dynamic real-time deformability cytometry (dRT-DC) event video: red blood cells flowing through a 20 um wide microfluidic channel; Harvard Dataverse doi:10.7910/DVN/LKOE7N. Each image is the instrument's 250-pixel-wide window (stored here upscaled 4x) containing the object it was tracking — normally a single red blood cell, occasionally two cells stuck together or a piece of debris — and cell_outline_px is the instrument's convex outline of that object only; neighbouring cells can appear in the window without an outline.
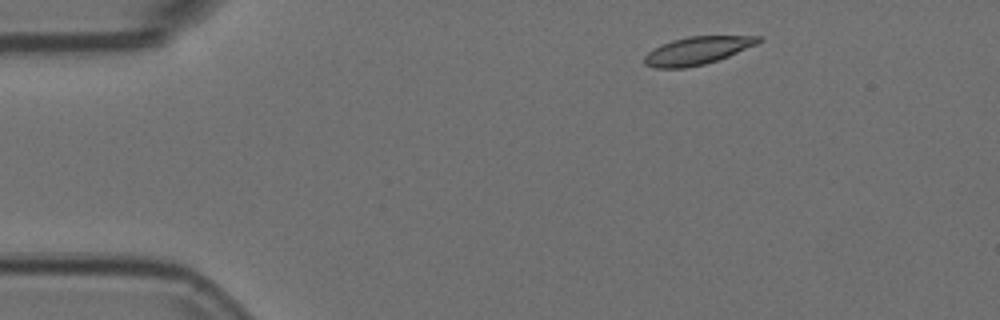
{"species": "Egyptian fruit bat (a non-hibernating species)", "species_latin": "Rousettus aegyptiacus", "temperature_condition": "room temperature", "stored_images_in_passage": 47, "camera_frame_rate_fps": 3000, "um_per_image_px": 0.085, "animal": {"sex": "female"}, "frame": {"image": 1, "passage_image": 1, "time_ms": 0.0, "image_size_px": [1000, 320], "cell_outline_px": [[764, 40], [756, 44], [728, 56], [704, 64], [684, 68], [652, 68], [644, 64], [644, 56], [648, 52], [672, 40], [688, 36], [764, 36]], "centroid_in_image_um": [59.27, 4.3], "position_along_channel_um": 25.7, "area_um2": 18.32}}
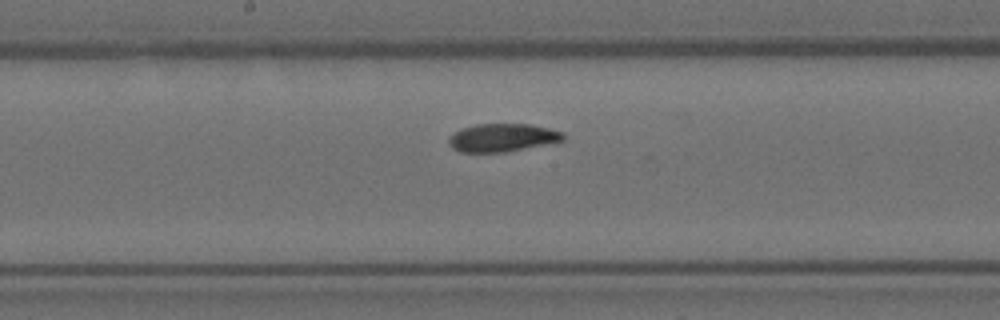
{"frame": {"image": 2, "passage_image": 21, "time_ms": 6.667, "image_size_px": [1000, 320], "cell_outline_px": [[564, 140], [504, 152], [460, 152], [452, 148], [448, 144], [448, 136], [460, 128], [476, 124], [528, 124], [548, 128], [564, 132]], "centroid_in_image_um": [42.63, 11.69], "position_along_channel_um": 205.6, "area_um2": 18.67}}
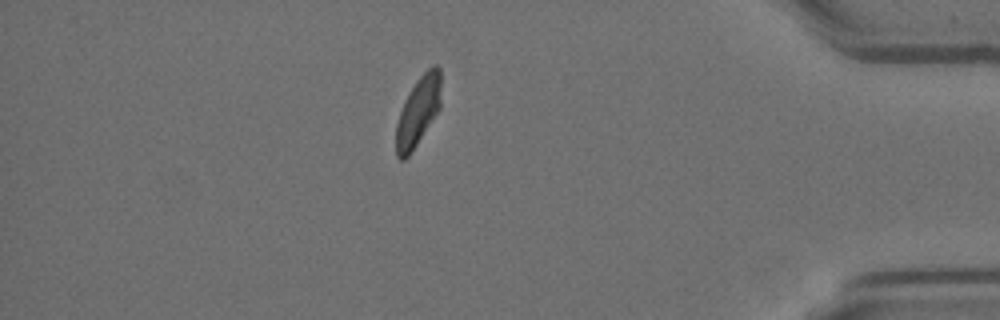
{"frame": {"image": 3, "passage_image": 40, "time_ms": 13.0, "image_size_px": [1000, 320], "cell_outline_px": [[440, 108], [412, 152], [404, 160], [400, 160], [396, 156], [396, 124], [404, 100], [408, 92], [416, 80], [432, 64], [436, 64], [440, 68]], "centroid_in_image_um": [35.53, 9.46], "position_along_channel_um": 399.7, "area_um2": 18.21}, "authors_computed_cell_mechanics": {"area_um2": 19.1896, "velocity_mm_per_s": 3.6992, "shape_relaxation_time_tau1_ms": 6.5876, "shape_relaxation_time_tau2_ms": 3.4651, "deformation_change_tau1": 0.1845, "deformation_change_tau2": 0.0675}}